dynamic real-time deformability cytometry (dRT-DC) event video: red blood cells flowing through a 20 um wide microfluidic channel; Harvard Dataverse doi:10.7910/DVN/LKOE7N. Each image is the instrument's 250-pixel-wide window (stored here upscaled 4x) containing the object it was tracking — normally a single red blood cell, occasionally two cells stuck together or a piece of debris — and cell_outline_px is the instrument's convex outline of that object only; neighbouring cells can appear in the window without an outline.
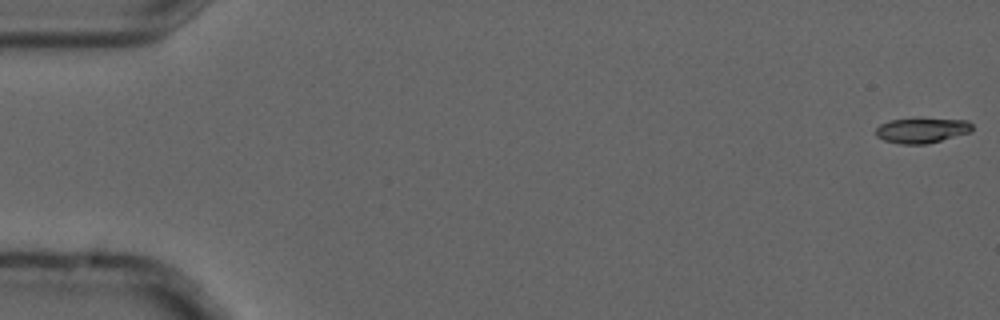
{"species": "common noctule bat (a hibernating species)", "species_latin": "Nyctalus noctula", "temperature_condition": "cold", "stored_images_in_passage": 5, "camera_frame_rate_fps": 3000, "um_per_image_px": 0.085, "animal": {"sex": "male", "forearm_length_mm": 52.5}, "frame": {"image": 1, "passage_image": 1, "time_ms": 0.0, "image_size_px": [1000, 320], "cell_outline_px": [[972, 132], [928, 144], [900, 144], [884, 140], [876, 136], [876, 128], [880, 124], [892, 120], [920, 116], [968, 120], [972, 124]], "centroid_in_image_um": [78.4, 11.04], "position_along_channel_um": 6.6, "area_um2": 14.85}}
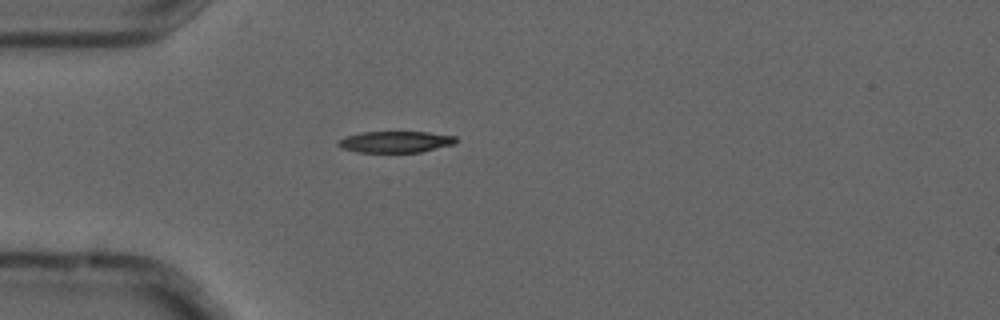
{"frame": {"image": 2, "passage_image": 5, "time_ms": 1.333, "image_size_px": [1000, 320], "cell_outline_px": [[456, 144], [420, 152], [356, 152], [340, 148], [336, 144], [340, 140], [348, 136], [364, 132], [428, 132], [456, 136]], "centroid_in_image_um": [33.64, 12.06], "position_along_channel_um": 51.4, "area_um2": 14.62}}